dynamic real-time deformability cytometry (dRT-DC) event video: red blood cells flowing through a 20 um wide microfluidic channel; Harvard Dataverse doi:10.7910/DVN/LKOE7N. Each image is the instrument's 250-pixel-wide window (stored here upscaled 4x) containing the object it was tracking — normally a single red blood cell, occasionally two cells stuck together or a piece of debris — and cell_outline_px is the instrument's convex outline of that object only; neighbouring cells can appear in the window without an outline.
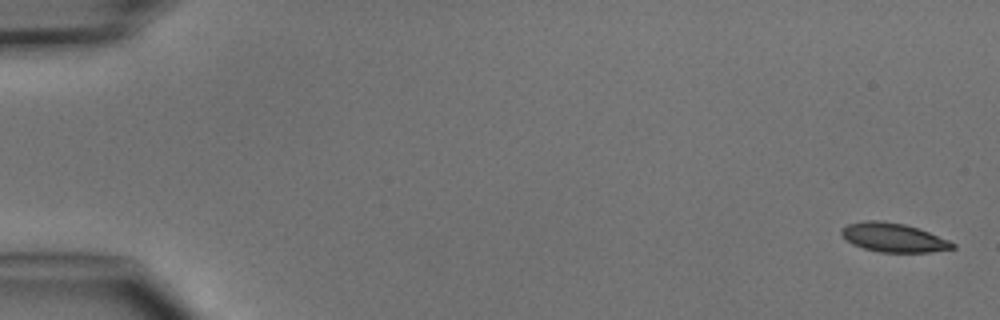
{"species": "common noctule bat (a hibernating species)", "species_latin": "Nyctalus noctula", "temperature_condition": "cold", "stored_images_in_passage": 5, "camera_frame_rate_fps": 3000, "um_per_image_px": 0.085, "animal": {"sex": "male", "body_mass_g": 15.6}, "frame": {"image": 1, "passage_image": 1, "time_ms": 0.0, "image_size_px": [1000, 320], "cell_outline_px": [[956, 248], [932, 252], [880, 252], [864, 248], [852, 244], [840, 232], [840, 228], [848, 224], [868, 220], [880, 220], [904, 224], [928, 232], [948, 240], [956, 244]], "centroid_in_image_um": [75.94, 20.19], "position_along_channel_um": 9.1, "area_um2": 18.55}}
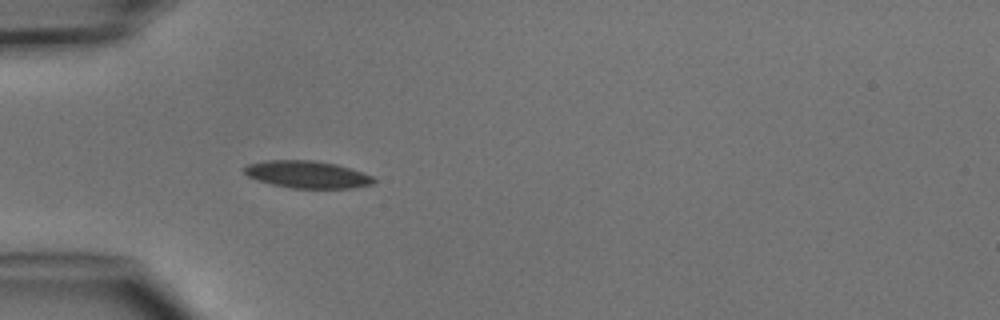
{"frame": {"image": 2, "passage_image": 5, "time_ms": 4.667, "image_size_px": [1000, 320], "cell_outline_px": [[376, 180], [372, 184], [352, 188], [292, 188], [272, 184], [256, 180], [248, 176], [244, 172], [244, 168], [248, 164], [264, 160], [312, 160], [336, 164], [372, 176]], "centroid_in_image_um": [26.08, 14.83], "position_along_channel_um": 58.9, "area_um2": 20.4}}